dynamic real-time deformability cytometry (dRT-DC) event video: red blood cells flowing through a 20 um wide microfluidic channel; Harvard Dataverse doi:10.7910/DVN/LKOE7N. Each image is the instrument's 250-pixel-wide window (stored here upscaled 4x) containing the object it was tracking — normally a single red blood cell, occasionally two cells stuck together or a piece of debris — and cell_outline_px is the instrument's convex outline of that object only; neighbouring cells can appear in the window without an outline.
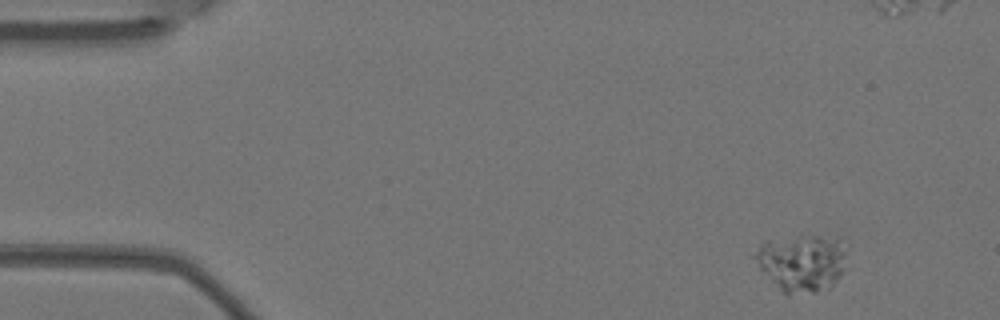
{"species": "Egyptian fruit bat (a non-hibernating species)", "species_latin": "Rousettus aegyptiacus", "temperature_condition": "warm", "stored_images_in_passage": 5, "segment_of_instrument_passage": [1, 2], "camera_frame_rate_fps": 3000, "um_per_image_px": 0.085, "animal": {"sex": "female"}, "frame": {"image": 1, "passage_image": 1, "time_ms": 0.0, "image_size_px": [1000, 320], "cell_outline_px": [[844, 252], [840, 276], [828, 288], [816, 292], [788, 296], [760, 268], [752, 256], [760, 244], [764, 240], [800, 236], [820, 236], [836, 240]], "centroid_in_image_um": [68.06, 22.35], "position_along_channel_um": 16.9, "area_um2": 29.71}}